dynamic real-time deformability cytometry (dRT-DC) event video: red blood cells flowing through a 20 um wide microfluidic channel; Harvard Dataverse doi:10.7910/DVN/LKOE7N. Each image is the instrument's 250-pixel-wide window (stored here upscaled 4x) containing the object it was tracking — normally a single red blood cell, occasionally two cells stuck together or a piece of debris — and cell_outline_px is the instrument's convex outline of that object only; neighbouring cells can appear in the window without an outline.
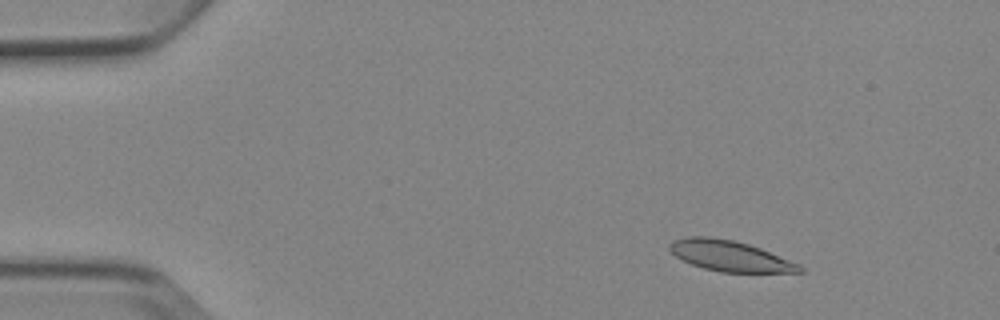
{"species": "Egyptian fruit bat (a non-hibernating species)", "species_latin": "Rousettus aegyptiacus", "temperature_condition": "cold", "stored_images_in_passage": 6, "camera_frame_rate_fps": 3000, "um_per_image_px": 0.085, "animal": {"sex": "female"}, "frame": {"image": 1, "passage_image": 2, "time_ms": 2.0, "image_size_px": [1000, 320], "cell_outline_px": [[804, 272], [720, 272], [704, 268], [692, 264], [676, 256], [668, 248], [668, 244], [672, 240], [688, 236], [708, 236], [736, 240], [760, 248], [800, 264], [804, 268]], "centroid_in_image_um": [62.03, 21.74], "position_along_channel_um": 23.0, "area_um2": 23.24}}
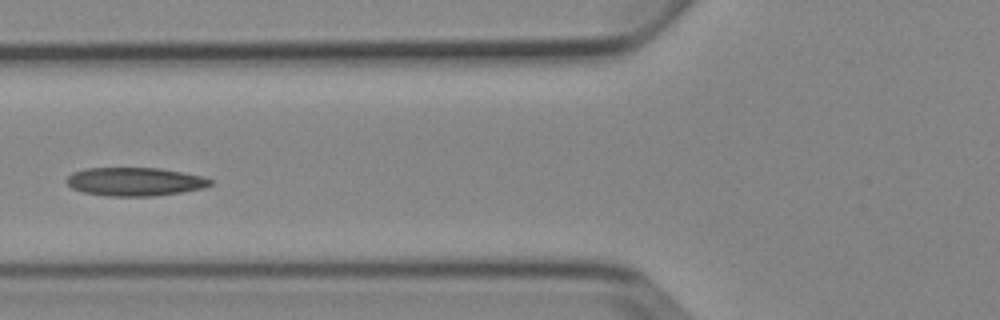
{"frame": {"image": 2, "passage_image": 6, "time_ms": 6.667, "image_size_px": [1000, 320], "cell_outline_px": [[212, 184], [204, 188], [156, 196], [108, 196], [84, 192], [72, 188], [64, 180], [72, 172], [84, 168], [160, 168], [184, 172], [204, 176], [212, 180]], "centroid_in_image_um": [11.47, 15.43], "position_along_channel_um": 114.3, "area_um2": 23.99}}